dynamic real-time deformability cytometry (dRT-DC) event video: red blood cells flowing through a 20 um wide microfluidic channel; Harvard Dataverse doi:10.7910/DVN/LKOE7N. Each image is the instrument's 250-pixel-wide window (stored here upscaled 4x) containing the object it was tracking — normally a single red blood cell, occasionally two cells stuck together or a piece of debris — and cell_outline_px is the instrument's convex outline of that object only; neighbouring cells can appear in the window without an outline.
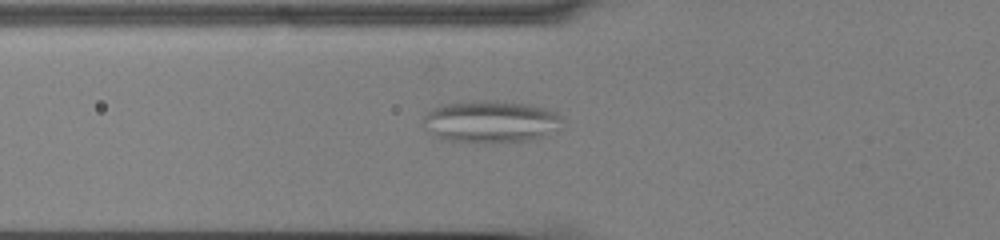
{"species": "common noctule bat (a hibernating species)", "species_latin": "Nyctalus noctula", "temperature_condition": "cold", "stored_images_in_passage": 40, "camera_frame_rate_fps": 3000, "um_per_image_px": 0.085, "animal": {"sex": "male", "body_mass_g": 13.0, "forearm_length_mm": 53.1}, "frame": {"image": 1, "passage_image": 5, "time_ms": 1.333, "image_size_px": [1000, 240], "cell_outline_px": [[560, 128], [544, 136], [528, 140], [440, 140], [424, 128], [420, 124], [424, 116], [432, 108], [440, 104], [472, 100], [496, 100], [532, 104], [548, 108], [556, 112], [560, 116]], "centroid_in_image_um": [41.66, 10.27], "position_along_channel_um": 84.1, "area_um2": 33.93}}
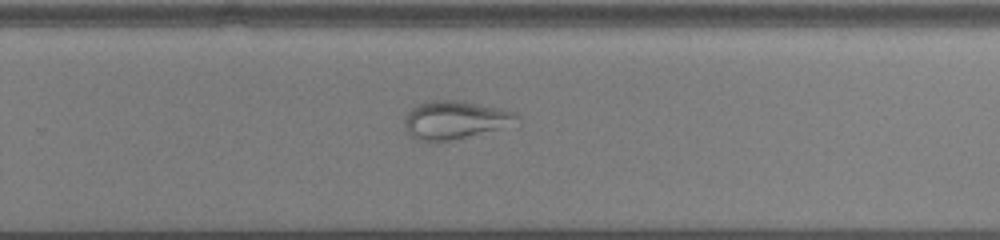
{"frame": {"image": 2, "passage_image": 22, "time_ms": 7.0, "image_size_px": [1000, 240], "cell_outline_px": [[520, 124], [436, 144], [416, 140], [408, 132], [404, 124], [404, 116], [412, 108], [420, 104], [432, 100], [460, 100], [504, 108], [516, 112], [520, 116]], "centroid_in_image_um": [38.74, 10.21], "position_along_channel_um": 291.1, "area_um2": 25.84}}
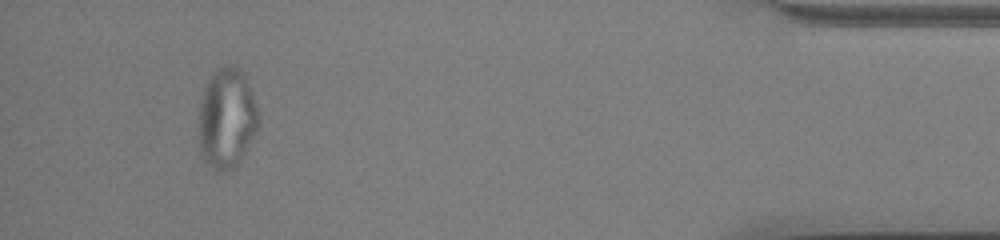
{"frame": {"image": 3, "passage_image": 37, "time_ms": 12.0, "image_size_px": [1000, 240], "cell_outline_px": [[260, 124], [240, 160], [232, 168], [212, 168], [200, 156], [200, 104], [204, 88], [212, 72], [216, 68], [228, 64], [232, 64], [244, 72], [248, 80], [260, 116]], "centroid_in_image_um": [19.3, 9.97], "position_along_channel_um": 415.9, "area_um2": 34.74}}